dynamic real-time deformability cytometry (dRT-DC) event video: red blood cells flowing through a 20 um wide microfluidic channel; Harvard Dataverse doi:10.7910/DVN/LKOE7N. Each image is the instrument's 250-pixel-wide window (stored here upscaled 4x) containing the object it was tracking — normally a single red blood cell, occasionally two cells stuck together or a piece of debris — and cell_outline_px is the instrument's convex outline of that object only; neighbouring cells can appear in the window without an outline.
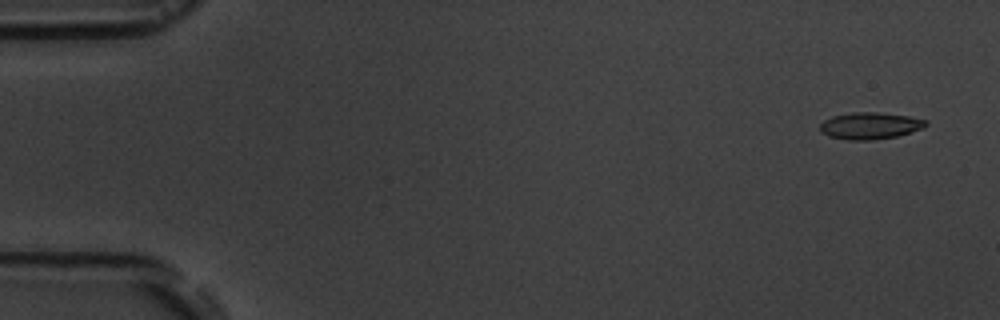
{"species": "common noctule bat (a hibernating species)", "species_latin": "Nyctalus noctula", "temperature_condition": "room temperature", "stored_images_in_passage": 5, "segment_of_instrument_passage": [1, 2], "camera_frame_rate_fps": 3000, "um_per_image_px": 0.085, "animal": {"sex": "male", "body_mass_g": 19.5, "forearm_length_mm": 54.6}, "frame": {"image": 1, "passage_image": 1, "time_ms": 0.0, "image_size_px": [1000, 320], "cell_outline_px": [[928, 124], [924, 128], [896, 136], [872, 140], [848, 140], [828, 136], [820, 132], [820, 124], [824, 120], [832, 116], [852, 112], [876, 112], [908, 116], [928, 120]], "centroid_in_image_um": [73.94, 10.68], "position_along_channel_um": 11.1, "area_um2": 16.59}}